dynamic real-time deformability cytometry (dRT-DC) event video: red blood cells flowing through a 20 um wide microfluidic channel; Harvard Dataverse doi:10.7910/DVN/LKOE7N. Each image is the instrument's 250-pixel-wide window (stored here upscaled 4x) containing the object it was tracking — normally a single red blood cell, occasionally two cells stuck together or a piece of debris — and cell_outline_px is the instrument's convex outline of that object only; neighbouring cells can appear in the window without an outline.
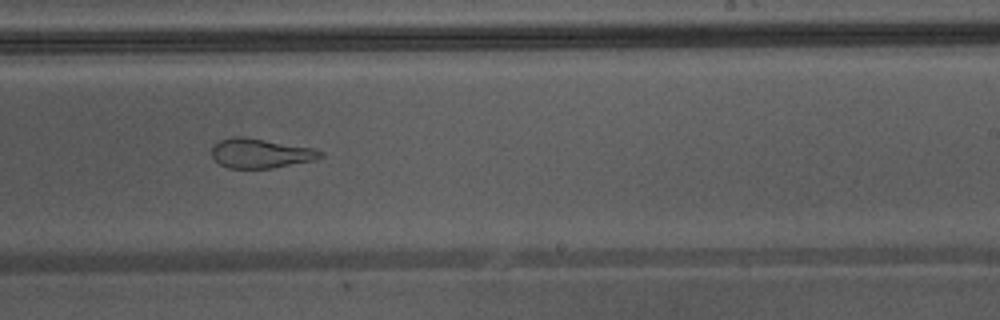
{"species": "Egyptian fruit bat (a non-hibernating species)", "species_latin": "Rousettus aegyptiacus", "temperature_condition": "warm", "stored_images_in_passage": 41, "camera_frame_rate_fps": 3000, "um_per_image_px": 0.085, "animal": {"sex": "male"}, "frame": {"image": 1, "passage_image": 24, "time_ms": 7.667, "image_size_px": [1000, 320], "cell_outline_px": [[324, 156], [312, 160], [272, 168], [228, 168], [220, 164], [212, 156], [212, 144], [220, 140], [236, 136], [244, 136], [312, 148], [324, 152]], "centroid_in_image_um": [22.11, 13.02], "position_along_channel_um": 266.9, "area_um2": 18.55}, "authors_computed_cell_mechanics": {"area_um2": 25.2008, "velocity_mm_per_s": 4.3883, "shape_relaxation_time_tau1_ms": null, "shape_relaxation_time_tau2_ms": 1.3013, "deformation_change_tau1": null, "deformation_change_tau2": 0.1055}}